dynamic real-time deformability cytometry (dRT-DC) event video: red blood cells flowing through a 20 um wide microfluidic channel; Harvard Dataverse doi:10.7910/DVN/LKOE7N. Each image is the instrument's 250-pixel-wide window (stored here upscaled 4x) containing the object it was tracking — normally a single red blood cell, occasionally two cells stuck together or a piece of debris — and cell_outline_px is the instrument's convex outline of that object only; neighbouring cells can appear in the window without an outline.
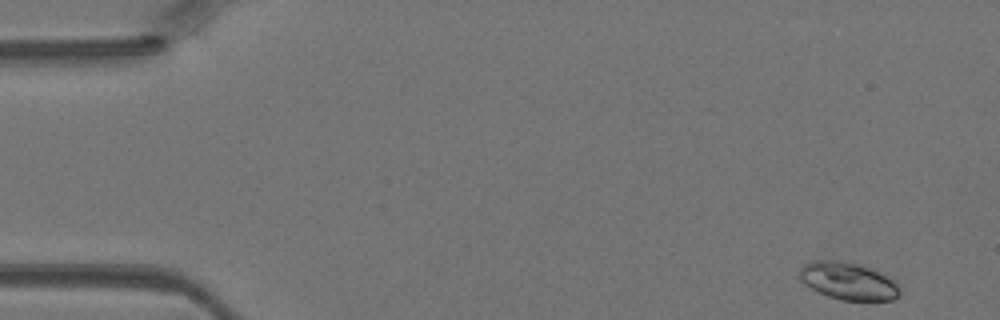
{"species": "Egyptian fruit bat (a non-hibernating species)", "species_latin": "Rousettus aegyptiacus", "temperature_condition": "warm", "stored_images_in_passage": 44, "camera_frame_rate_fps": 3000, "um_per_image_px": 0.085, "animal": {"sex": "female"}, "frame": {"image": 1, "passage_image": 1, "time_ms": 0.0, "image_size_px": [1000, 320], "cell_outline_px": [[900, 292], [892, 300], [840, 300], [828, 296], [804, 284], [796, 276], [800, 268], [804, 264], [812, 260], [836, 260], [856, 264], [872, 268], [896, 280]], "centroid_in_image_um": [72.06, 23.87], "position_along_channel_um": 12.9, "area_um2": 21.96}}
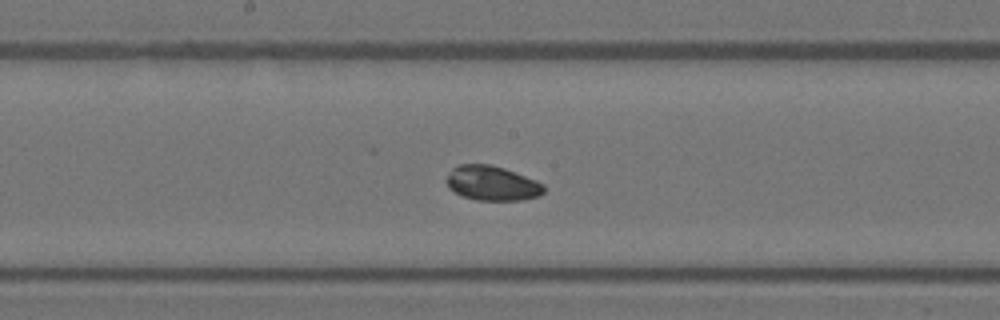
{"frame": {"image": 2, "passage_image": 22, "time_ms": 7.0, "image_size_px": [1000, 320], "cell_outline_px": [[544, 192], [540, 196], [520, 200], [476, 200], [464, 196], [448, 188], [444, 180], [452, 168], [460, 164], [492, 164], [504, 168], [536, 180], [544, 184]], "centroid_in_image_um": [41.81, 15.57], "position_along_channel_um": 206.4, "area_um2": 19.77}}
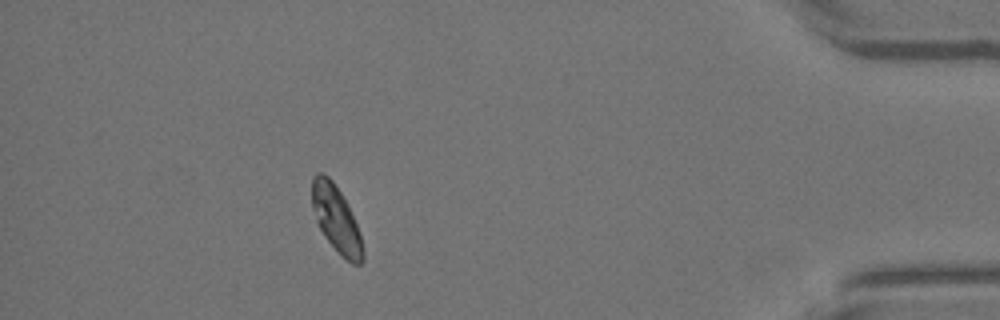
{"frame": {"image": 3, "passage_image": 39, "time_ms": 12.667, "image_size_px": [1000, 320], "cell_outline_px": [[364, 260], [360, 264], [352, 264], [340, 256], [324, 236], [316, 220], [312, 208], [312, 176], [316, 172], [324, 172], [332, 180], [340, 192], [356, 224], [360, 236], [364, 252]], "centroid_in_image_um": [28.55, 18.63], "position_along_channel_um": 406.6, "area_um2": 19.54}}